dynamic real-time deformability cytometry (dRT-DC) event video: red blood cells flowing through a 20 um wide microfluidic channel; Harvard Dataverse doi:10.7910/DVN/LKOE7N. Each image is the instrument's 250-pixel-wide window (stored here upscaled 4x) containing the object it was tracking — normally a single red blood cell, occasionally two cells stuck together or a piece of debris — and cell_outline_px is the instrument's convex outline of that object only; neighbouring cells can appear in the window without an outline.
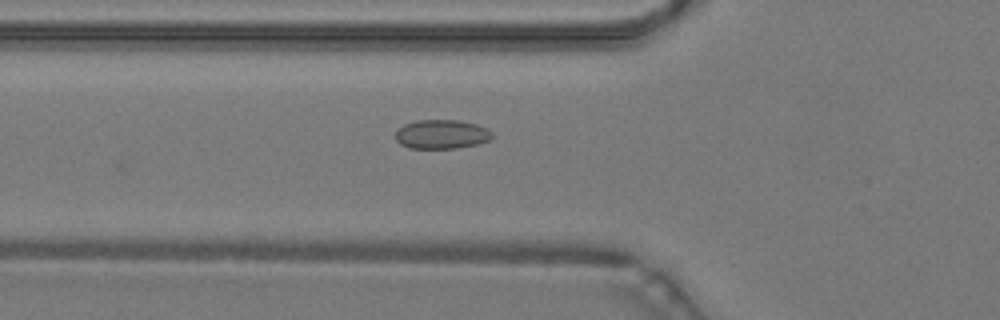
{"species": "common noctule bat (a hibernating species)", "species_latin": "Nyctalus noctula", "temperature_condition": "warm", "stored_images_in_passage": 36, "camera_frame_rate_fps": 3000, "um_per_image_px": 0.085, "animal": {"sex": "male", "body_mass_g": 19.2, "forearm_length_mm": 51.8}, "frame": {"image": 1, "passage_image": 6, "time_ms": 1.667, "image_size_px": [1000, 320], "cell_outline_px": [[492, 136], [488, 140], [476, 144], [456, 148], [408, 148], [400, 144], [396, 140], [396, 132], [404, 124], [416, 120], [460, 120], [476, 124], [488, 128], [492, 132]], "centroid_in_image_um": [37.53, 11.4], "position_along_channel_um": 88.3, "area_um2": 16.36}}
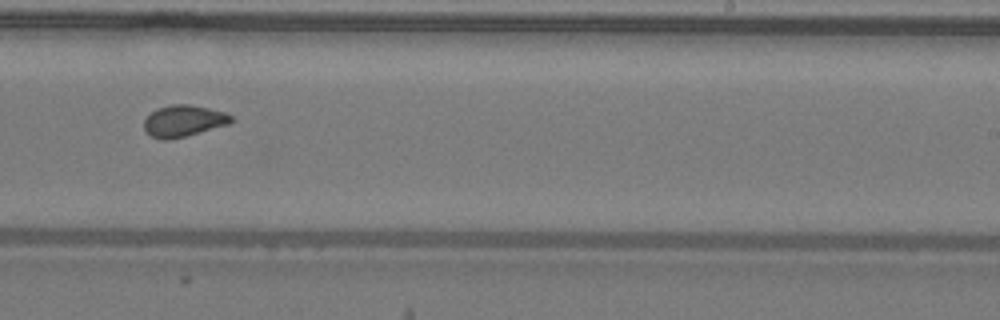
{"frame": {"image": 2, "passage_image": 19, "time_ms": 6.0, "image_size_px": [1000, 320], "cell_outline_px": [[236, 120], [228, 124], [184, 136], [168, 140], [164, 140], [152, 136], [144, 128], [144, 120], [156, 108], [172, 104], [188, 104], [208, 108], [224, 112], [232, 116]], "centroid_in_image_um": [15.61, 10.26], "position_along_channel_um": 273.4, "area_um2": 15.78}}
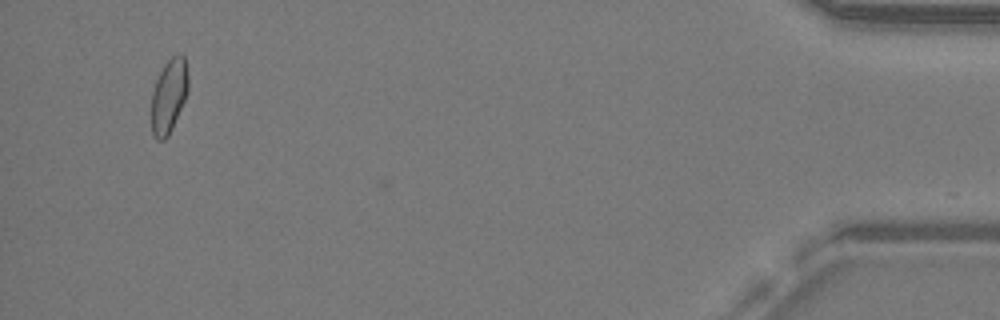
{"frame": {"image": 3, "passage_image": 35, "time_ms": 11.333, "image_size_px": [1000, 320], "cell_outline_px": [[188, 92], [172, 128], [168, 136], [164, 140], [156, 140], [152, 132], [152, 92], [156, 80], [164, 64], [176, 52], [180, 52], [184, 56], [188, 76]], "centroid_in_image_um": [14.36, 8.12], "position_along_channel_um": 420.8, "area_um2": 15.9}, "authors_computed_cell_mechanics": {"area_um2": 15.8083, "velocity_mm_per_s": 4.2612, "shape_relaxation_time_tau1_ms": null, "shape_relaxation_time_tau2_ms": 1.9769, "deformation_change_tau1": null, "deformation_change_tau2": 0.0616}}